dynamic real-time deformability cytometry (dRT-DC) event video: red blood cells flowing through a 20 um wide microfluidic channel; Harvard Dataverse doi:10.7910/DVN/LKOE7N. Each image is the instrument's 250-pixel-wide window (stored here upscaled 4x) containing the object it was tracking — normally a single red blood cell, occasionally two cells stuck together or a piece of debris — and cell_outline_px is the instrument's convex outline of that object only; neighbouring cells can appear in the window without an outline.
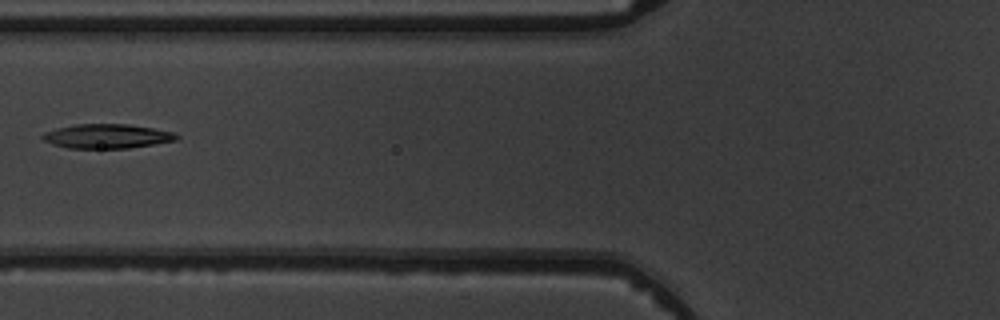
{"species": "common noctule bat (a hibernating species)", "species_latin": "Nyctalus noctula", "temperature_condition": "warm", "stored_images_in_passage": 7, "camera_frame_rate_fps": 3000, "um_per_image_px": 0.085, "animal": {"sex": "male", "body_mass_g": 19.5, "forearm_length_mm": 54.6}, "frame": {"image": 1, "passage_image": 6, "time_ms": 6.0, "image_size_px": [1000, 320], "cell_outline_px": [[180, 136], [176, 140], [128, 148], [68, 148], [52, 144], [44, 140], [40, 136], [44, 132], [56, 128], [76, 124], [128, 124], [176, 132]], "centroid_in_image_um": [9.08, 11.57], "position_along_channel_um": 116.7, "area_um2": 18.96}}
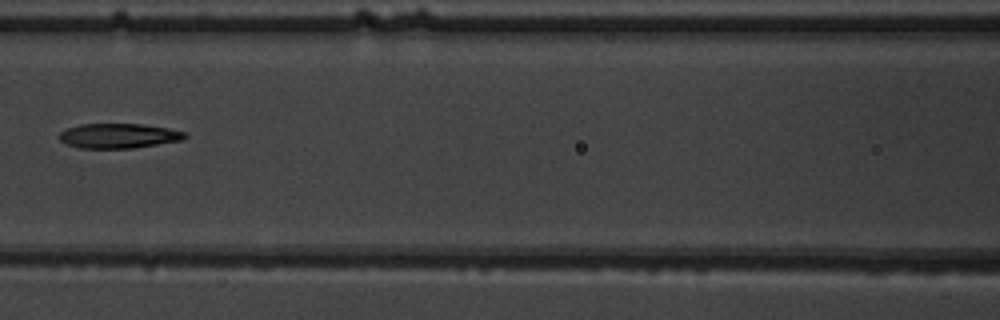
{"frame": {"image": 2, "passage_image": 7, "time_ms": 7.0, "image_size_px": [1000, 320], "cell_outline_px": [[188, 136], [184, 140], [132, 148], [80, 148], [64, 144], [56, 136], [60, 132], [68, 128], [80, 124], [144, 124], [168, 128], [184, 132]], "centroid_in_image_um": [10.06, 11.54], "position_along_channel_um": 156.5, "area_um2": 18.26}}